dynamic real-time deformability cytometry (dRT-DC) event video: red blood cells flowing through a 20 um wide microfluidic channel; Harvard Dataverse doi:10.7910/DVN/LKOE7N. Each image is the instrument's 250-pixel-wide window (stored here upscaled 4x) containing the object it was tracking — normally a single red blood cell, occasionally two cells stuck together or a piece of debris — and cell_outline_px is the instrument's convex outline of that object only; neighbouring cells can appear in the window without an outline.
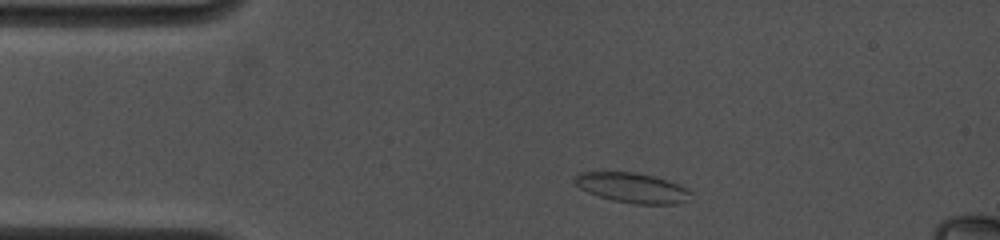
{"species": "common noctule bat (a hibernating species)", "species_latin": "Nyctalus noctula", "temperature_condition": "cold", "stored_images_in_passage": 48, "camera_frame_rate_fps": 4500, "um_per_image_px": 0.085, "animal": {"sex": "female", "body_mass_g": 19.0, "forearm_length_mm": 53.3}, "frame": {"image": 1, "passage_image": 1, "time_ms": 0.0, "image_size_px": [1000, 240], "cell_outline_px": [[692, 192], [688, 200], [676, 204], [636, 204], [612, 200], [588, 192], [580, 188], [572, 180], [580, 172], [636, 172], [656, 176], [668, 180]], "centroid_in_image_um": [53.74, 15.96], "position_along_channel_um": 31.3, "area_um2": 20.17}}
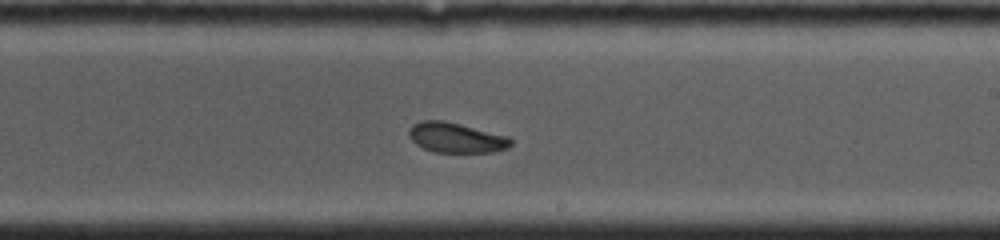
{"frame": {"image": 2, "passage_image": 29, "time_ms": 6.667, "image_size_px": [1000, 240], "cell_outline_px": [[512, 144], [508, 148], [492, 152], [436, 152], [424, 148], [416, 144], [408, 136], [408, 128], [412, 124], [420, 120], [444, 120], [508, 136], [512, 140]], "centroid_in_image_um": [38.74, 11.69], "position_along_channel_um": 250.3, "area_um2": 17.92}}
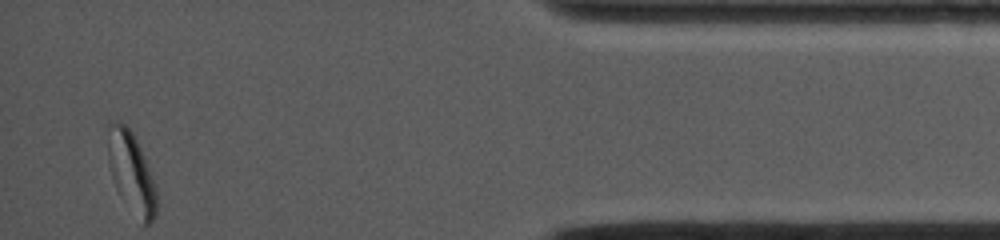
{"frame": {"image": 3, "passage_image": 48, "time_ms": 12.222, "image_size_px": [1000, 240], "cell_outline_px": [[156, 212], [152, 224], [144, 224], [116, 188], [112, 180], [108, 156], [108, 124], [124, 124], [132, 132], [144, 156], [152, 176], [156, 188]], "centroid_in_image_um": [11.18, 14.66], "position_along_channel_um": 424.0, "area_um2": 22.02}, "authors_computed_cell_mechanics": {"area_um2": 19.1318, "velocity_mm_per_s": 3.9165, "shape_relaxation_time_tau1_ms": 3.4047, "shape_relaxation_time_tau2_ms": 5.1863, "deformation_change_tau1": 0.073, "deformation_change_tau2": 0.108}}